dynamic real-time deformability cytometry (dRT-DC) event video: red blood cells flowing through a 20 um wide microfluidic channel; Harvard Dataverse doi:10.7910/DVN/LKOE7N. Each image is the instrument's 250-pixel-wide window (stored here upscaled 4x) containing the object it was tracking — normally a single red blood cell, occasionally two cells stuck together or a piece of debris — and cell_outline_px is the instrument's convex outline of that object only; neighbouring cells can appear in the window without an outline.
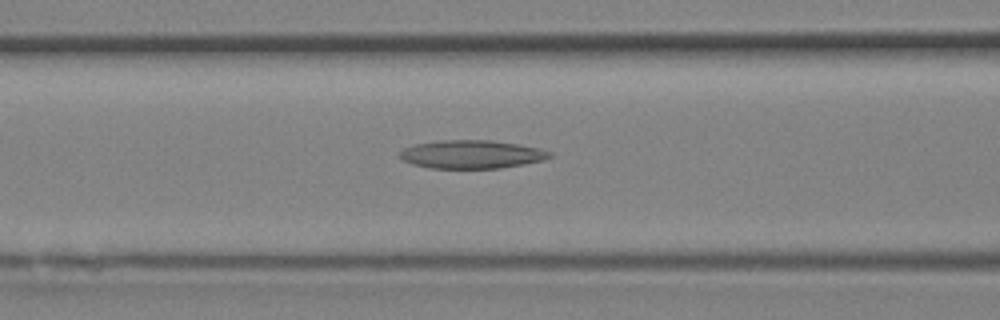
{"species": "Egyptian fruit bat (a non-hibernating species)", "species_latin": "Rousettus aegyptiacus", "temperature_condition": "room temperature", "stored_images_in_passage": 30, "camera_frame_rate_fps": 3000, "um_per_image_px": 0.085, "animal": {"sex": "female"}, "frame": {"image": 1, "passage_image": 11, "time_ms": 3.333, "image_size_px": [1000, 320], "cell_outline_px": [[552, 156], [544, 160], [524, 164], [500, 168], [428, 168], [412, 164], [396, 156], [396, 152], [404, 148], [416, 144], [440, 140], [492, 140], [520, 144], [540, 148], [552, 152]], "centroid_in_image_um": [40.07, 13.11], "position_along_channel_um": 126.5, "area_um2": 25.03}}
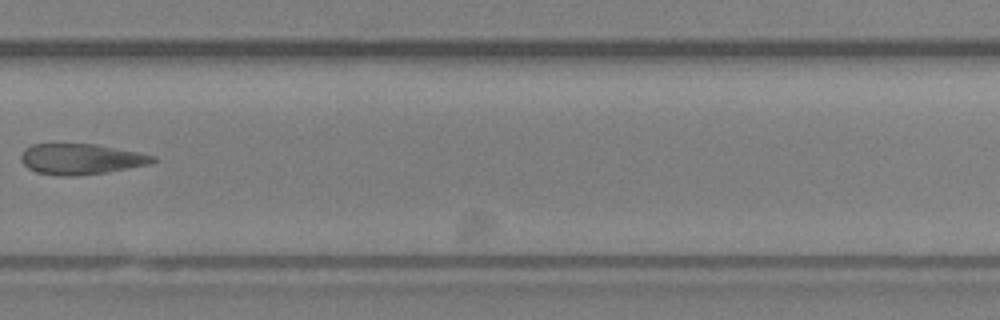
{"frame": {"image": 2, "passage_image": 20, "time_ms": 6.333, "image_size_px": [1000, 320], "cell_outline_px": [[156, 160], [152, 164], [104, 172], [76, 176], [60, 176], [36, 172], [28, 168], [20, 160], [20, 156], [24, 148], [32, 144], [96, 144], [156, 156]], "centroid_in_image_um": [6.85, 13.52], "position_along_channel_um": 323.0, "area_um2": 23.52}}
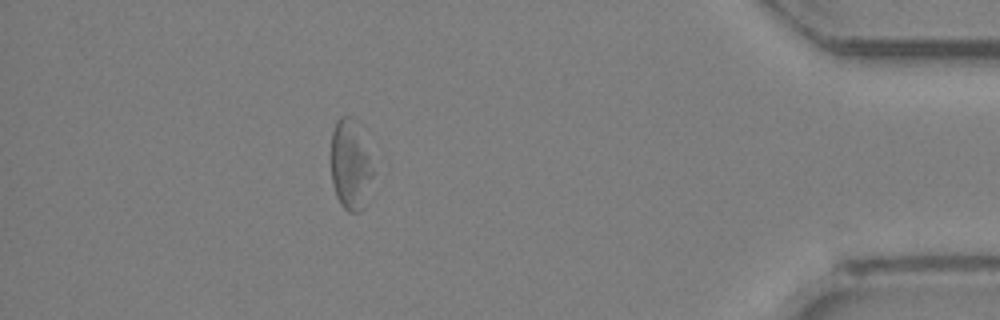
{"frame": {"image": 3, "passage_image": 26, "time_ms": 8.333, "image_size_px": [1000, 320], "cell_outline_px": [[372, 176], [364, 204], [360, 212], [348, 212], [340, 204], [336, 196], [332, 184], [332, 132], [336, 120], [340, 116], [352, 116], [356, 120], [372, 168]], "centroid_in_image_um": [29.75, 14.01], "position_along_channel_um": 405.5, "area_um2": 21.5}}